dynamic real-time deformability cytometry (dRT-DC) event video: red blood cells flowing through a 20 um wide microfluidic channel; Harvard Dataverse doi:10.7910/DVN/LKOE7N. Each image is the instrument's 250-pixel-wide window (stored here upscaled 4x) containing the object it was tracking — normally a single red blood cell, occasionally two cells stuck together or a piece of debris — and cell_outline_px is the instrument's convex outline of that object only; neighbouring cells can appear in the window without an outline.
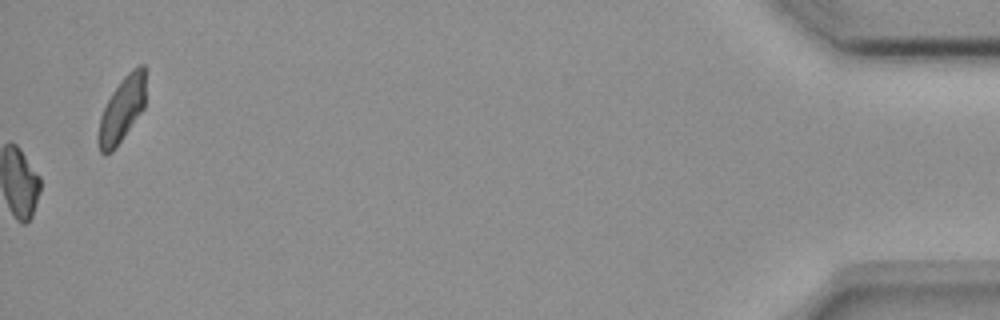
{"species": "common noctule bat (a hibernating species)", "species_latin": "Nyctalus noctula", "temperature_condition": "room temperature", "stored_images_in_passage": 54, "camera_frame_rate_fps": 3000, "um_per_image_px": 0.085, "animal": {"sex": "female", "body_mass_g": 18.4}, "frame": {"image": 1, "passage_image": 54, "time_ms": 17.667, "image_size_px": [1000, 320], "cell_outline_px": [[144, 108], [116, 148], [112, 152], [100, 152], [96, 140], [96, 136], [100, 116], [112, 92], [120, 80], [132, 68], [140, 64], [144, 64]], "centroid_in_image_um": [10.33, 9.33], "position_along_channel_um": 424.9, "area_um2": 17.92}, "authors_computed_cell_mechanics": {"area_um2": 17.7446, "velocity_mm_per_s": 3.7212, "shape_relaxation_time_tau1_ms": 9.9997, "shape_relaxation_time_tau2_ms": null, "deformation_change_tau1": 0.1948, "deformation_change_tau2": null}}